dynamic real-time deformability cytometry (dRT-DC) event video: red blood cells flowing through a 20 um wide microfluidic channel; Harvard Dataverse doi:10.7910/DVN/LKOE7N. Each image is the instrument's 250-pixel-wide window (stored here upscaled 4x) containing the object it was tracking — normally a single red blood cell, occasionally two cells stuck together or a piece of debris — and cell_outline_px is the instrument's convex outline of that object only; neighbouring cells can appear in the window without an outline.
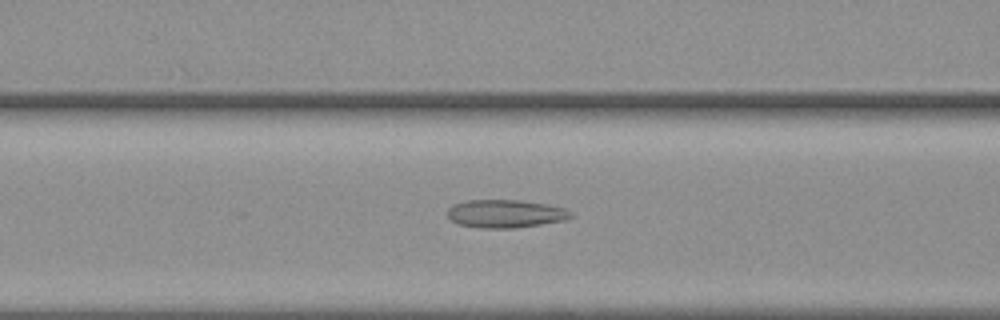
{"species": "common noctule bat (a hibernating species)", "species_latin": "Nyctalus noctula", "temperature_condition": "warm", "stored_images_in_passage": 48, "camera_frame_rate_fps": 3000, "um_per_image_px": 0.085, "animal": {"sex": "female", "body_mass_g": 19.3, "forearm_length_mm": 54.1}, "frame": {"image": 1, "passage_image": 14, "time_ms": 4.333, "image_size_px": [1000, 320], "cell_outline_px": [[572, 216], [564, 220], [540, 224], [512, 228], [480, 228], [460, 224], [452, 220], [448, 216], [448, 208], [452, 204], [468, 200], [520, 200], [548, 204], [564, 208], [572, 212]], "centroid_in_image_um": [42.95, 18.15], "position_along_channel_um": 123.6, "area_um2": 20.06}}
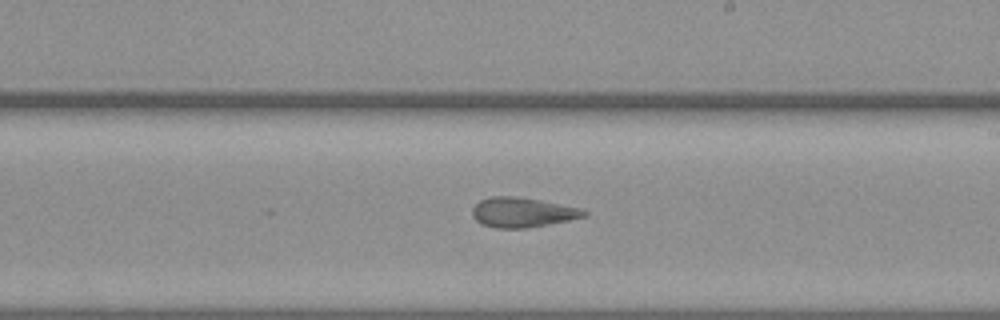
{"frame": {"image": 2, "passage_image": 24, "time_ms": 7.667, "image_size_px": [1000, 320], "cell_outline_px": [[588, 216], [548, 224], [524, 228], [496, 228], [480, 224], [472, 216], [472, 208], [480, 200], [492, 196], [520, 196], [580, 208], [588, 212]], "centroid_in_image_um": [44.38, 18.04], "position_along_channel_um": 244.6, "area_um2": 19.42}}
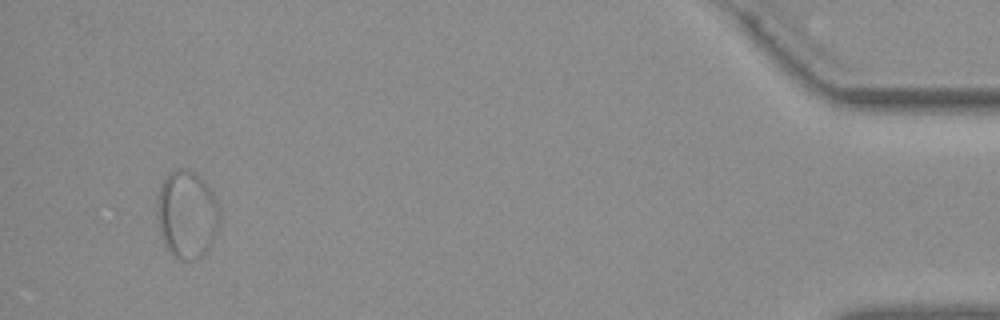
{"frame": {"image": 3, "passage_image": 45, "time_ms": 14.667, "image_size_px": [1000, 320], "cell_outline_px": [[220, 224], [212, 244], [204, 256], [196, 260], [184, 260], [176, 256], [164, 244], [160, 236], [156, 216], [156, 204], [160, 184], [168, 172], [180, 168], [184, 168], [200, 176], [208, 184], [216, 200], [220, 212]], "centroid_in_image_um": [15.89, 18.22], "position_along_channel_um": 419.3, "area_um2": 32.66}, "authors_computed_cell_mechanics": {"area_um2": 21.2415, "velocity_mm_per_s": 3.6312, "shape_relaxation_time_tau1_ms": null, "shape_relaxation_time_tau2_ms": 1.5472, "deformation_change_tau1": null, "deformation_change_tau2": 0.0974}}